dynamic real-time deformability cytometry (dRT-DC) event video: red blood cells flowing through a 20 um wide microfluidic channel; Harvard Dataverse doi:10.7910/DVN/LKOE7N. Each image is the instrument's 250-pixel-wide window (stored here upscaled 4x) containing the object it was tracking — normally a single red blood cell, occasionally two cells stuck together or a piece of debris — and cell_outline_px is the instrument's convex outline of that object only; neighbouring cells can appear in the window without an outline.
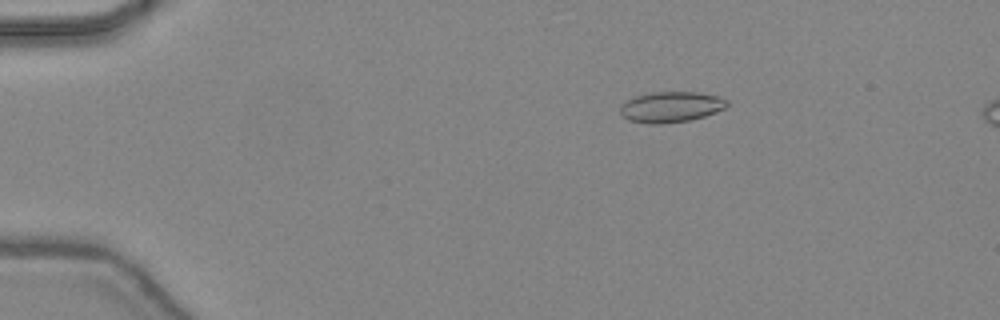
{"species": "common noctule bat (a hibernating species)", "species_latin": "Nyctalus noctula", "temperature_condition": "warm", "stored_images_in_passage": 47, "camera_frame_rate_fps": 3000, "um_per_image_px": 0.085, "animal": {"sex": "female", "body_mass_g": 24.6, "forearm_length_mm": 56.2}, "frame": {"image": 1, "passage_image": 9, "time_ms": 2.667, "image_size_px": [1000, 320], "cell_outline_px": [[728, 104], [724, 108], [716, 112], [704, 116], [688, 120], [660, 124], [648, 124], [628, 120], [620, 112], [620, 104], [636, 96], [652, 92], [700, 92], [716, 96], [728, 100]], "centroid_in_image_um": [57.02, 9.09], "position_along_channel_um": 28.0, "area_um2": 19.02}}
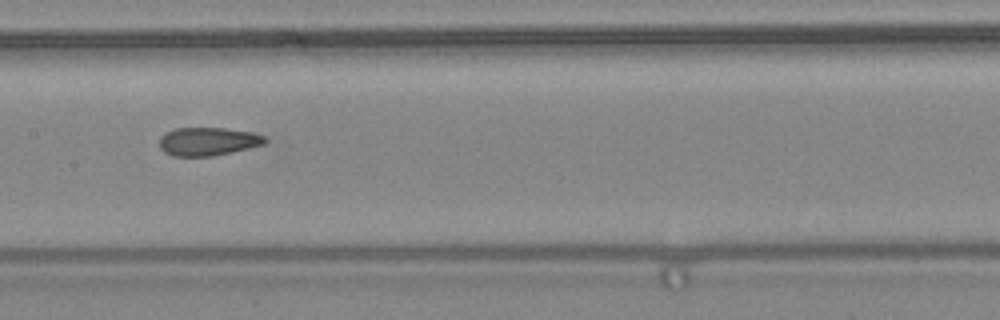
{"frame": {"image": 2, "passage_image": 25, "time_ms": 8.0, "image_size_px": [1000, 320], "cell_outline_px": [[268, 140], [264, 144], [232, 152], [212, 156], [172, 156], [164, 152], [160, 148], [160, 136], [176, 128], [224, 128], [252, 132], [264, 136]], "centroid_in_image_um": [17.68, 12.03], "position_along_channel_um": 189.7, "area_um2": 17.34}}
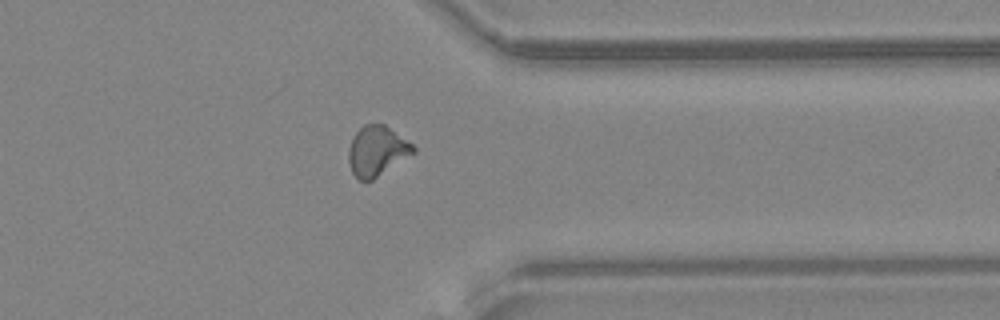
{"frame": {"image": 3, "passage_image": 38, "time_ms": 12.333, "image_size_px": [1000, 320], "cell_outline_px": [[416, 152], [372, 180], [360, 180], [352, 172], [348, 160], [348, 152], [352, 136], [364, 124], [384, 124], [412, 144], [416, 148]], "centroid_in_image_um": [32.03, 12.83], "position_along_channel_um": 379.4, "area_um2": 18.67}, "authors_computed_cell_mechanics": {"area_um2": 18.2648, "velocity_mm_per_s": 4.4816, "shape_relaxation_time_tau1_ms": null, "shape_relaxation_time_tau2_ms": 1.6781, "deformation_change_tau1": null, "deformation_change_tau2": 0.0723}}